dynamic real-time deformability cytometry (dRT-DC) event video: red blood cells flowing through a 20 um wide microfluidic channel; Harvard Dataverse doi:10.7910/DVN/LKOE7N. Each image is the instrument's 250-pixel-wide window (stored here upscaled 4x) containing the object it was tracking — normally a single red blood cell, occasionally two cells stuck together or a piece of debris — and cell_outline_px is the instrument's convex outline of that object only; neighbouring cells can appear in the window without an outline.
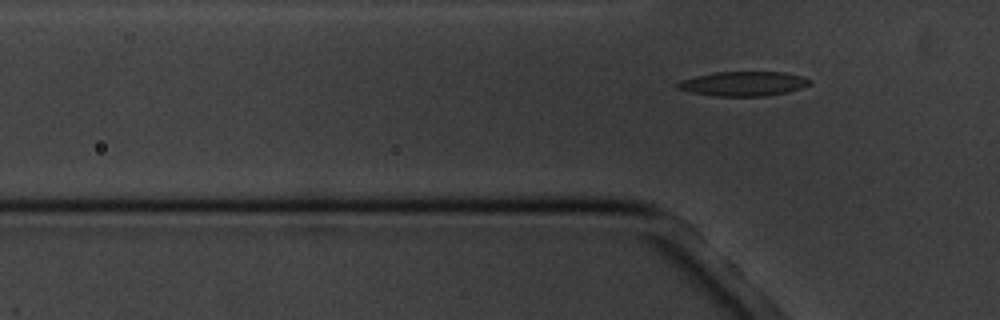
{"species": "common noctule bat (a hibernating species)", "species_latin": "Nyctalus noctula", "temperature_condition": "cold", "stored_images_in_passage": 7, "segment_of_instrument_passage": [2, 2], "camera_frame_rate_fps": 3000, "um_per_image_px": 0.085, "animal": {"sex": "male", "body_mass_g": 20.1, "forearm_length_mm": 53.5}, "frame": {"image": 1, "passage_image": 7, "time_ms": 7.0, "image_size_px": [1000, 320], "cell_outline_px": [[812, 80], [808, 84], [800, 88], [788, 92], [764, 96], [716, 96], [692, 92], [676, 88], [676, 84], [680, 80], [696, 76], [716, 72], [784, 72], [800, 76]], "centroid_in_image_um": [63.16, 7.11], "position_along_channel_um": 62.6, "area_um2": 18.67}}